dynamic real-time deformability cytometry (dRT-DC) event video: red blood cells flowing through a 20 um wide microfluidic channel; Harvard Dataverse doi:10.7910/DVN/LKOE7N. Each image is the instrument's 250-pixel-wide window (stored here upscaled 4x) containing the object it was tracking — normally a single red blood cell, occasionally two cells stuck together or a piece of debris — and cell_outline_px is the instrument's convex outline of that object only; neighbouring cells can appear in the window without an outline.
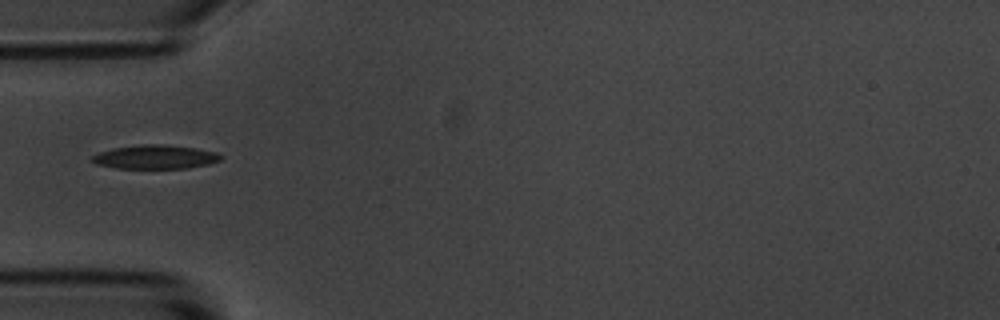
{"species": "common noctule bat (a hibernating species)", "species_latin": "Nyctalus noctula", "temperature_condition": "room temperature", "stored_images_in_passage": 5, "camera_frame_rate_fps": 3000, "um_per_image_px": 0.085, "animal": {"sex": "male", "body_mass_g": 20.1, "forearm_length_mm": 53.5}, "frame": {"image": 1, "passage_image": 2, "time_ms": 1.333, "image_size_px": [1000, 320], "cell_outline_px": [[224, 156], [220, 160], [208, 164], [188, 168], [116, 168], [96, 164], [92, 160], [92, 156], [100, 152], [112, 148], [144, 144], [164, 144], [196, 148], [216, 152]], "centroid_in_image_um": [13.22, 13.34], "position_along_channel_um": 71.8, "area_um2": 17.86}}
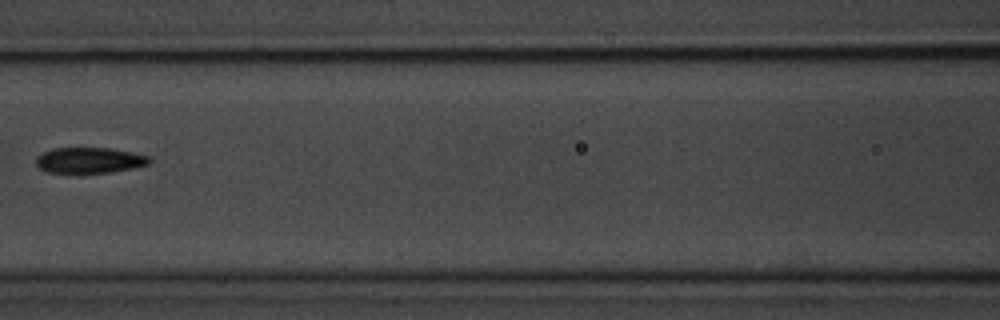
{"frame": {"image": 2, "passage_image": 4, "time_ms": 3.667, "image_size_px": [1000, 320], "cell_outline_px": [[152, 160], [148, 164], [132, 168], [112, 172], [84, 176], [48, 172], [40, 168], [36, 164], [36, 156], [52, 148], [108, 148], [132, 152], [148, 156]], "centroid_in_image_um": [7.56, 13.67], "position_along_channel_um": 159.0, "area_um2": 17.69}}
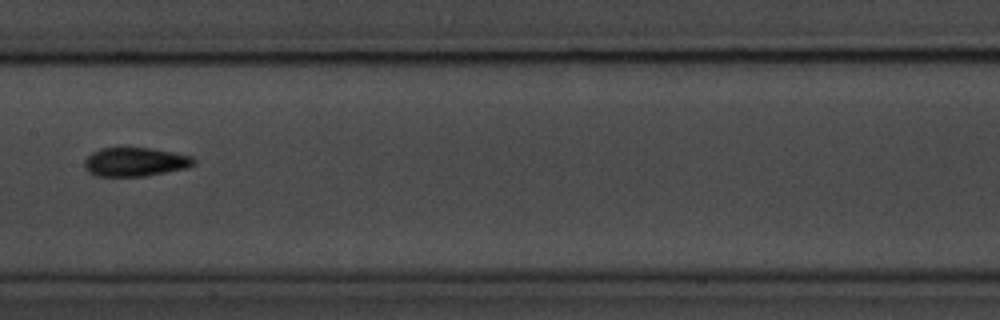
{"frame": {"image": 3, "passage_image": 5, "time_ms": 4.667, "image_size_px": [1000, 320], "cell_outline_px": [[196, 164], [188, 168], [144, 176], [96, 176], [88, 172], [84, 168], [84, 160], [92, 152], [100, 148], [120, 144], [148, 148], [172, 152], [192, 156], [196, 160]], "centroid_in_image_um": [11.45, 13.72], "position_along_channel_um": 195.9, "area_um2": 19.13}}